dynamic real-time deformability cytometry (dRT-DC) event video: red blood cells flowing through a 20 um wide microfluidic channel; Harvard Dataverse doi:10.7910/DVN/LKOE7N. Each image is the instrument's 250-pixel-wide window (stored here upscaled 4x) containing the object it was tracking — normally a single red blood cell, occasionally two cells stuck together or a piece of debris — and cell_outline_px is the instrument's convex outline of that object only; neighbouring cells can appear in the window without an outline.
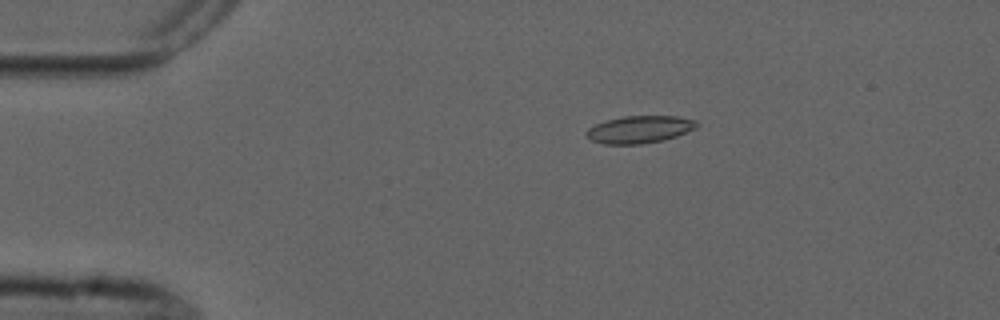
{"species": "common noctule bat (a hibernating species)", "species_latin": "Nyctalus noctula", "temperature_condition": "cold", "stored_images_in_passage": 5, "camera_frame_rate_fps": 3000, "um_per_image_px": 0.085, "animal": {"sex": "male", "forearm_length_mm": 52.5}, "frame": {"image": 1, "passage_image": 4, "time_ms": 3.333, "image_size_px": [1000, 320], "cell_outline_px": [[696, 128], [676, 136], [660, 140], [640, 144], [604, 144], [592, 140], [584, 132], [588, 128], [596, 124], [608, 120], [624, 116], [676, 116], [696, 120]], "centroid_in_image_um": [54.34, 11.0], "position_along_channel_um": 30.7, "area_um2": 17.28}}